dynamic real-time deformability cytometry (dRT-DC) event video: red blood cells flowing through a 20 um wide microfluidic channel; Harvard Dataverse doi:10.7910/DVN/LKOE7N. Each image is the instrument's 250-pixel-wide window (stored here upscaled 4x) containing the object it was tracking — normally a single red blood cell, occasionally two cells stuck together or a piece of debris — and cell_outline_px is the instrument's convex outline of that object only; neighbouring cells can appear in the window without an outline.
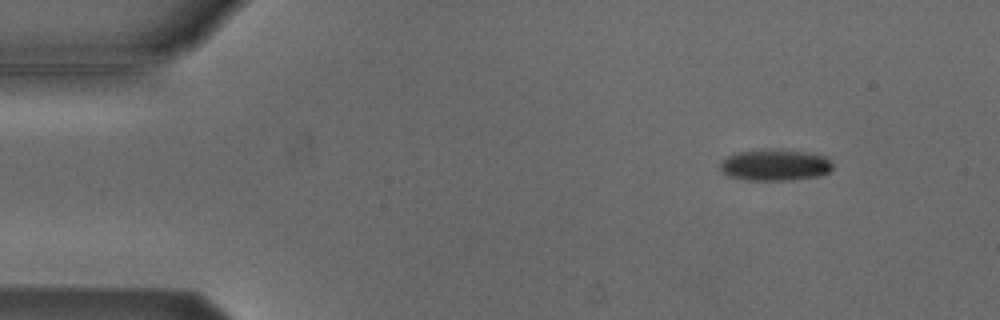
{"species": "Egyptian fruit bat (a non-hibernating species)", "species_latin": "Rousettus aegyptiacus", "temperature_condition": "cold", "stored_images_in_passage": 4, "camera_frame_rate_fps": 3000, "um_per_image_px": 0.085, "animal": {"sex": "male"}, "frame": {"image": 1, "passage_image": 1, "time_ms": 0.0, "image_size_px": [1000, 320], "cell_outline_px": [[832, 168], [828, 172], [820, 176], [792, 180], [748, 180], [728, 176], [720, 168], [720, 164], [728, 156], [736, 152], [764, 148], [784, 148], [824, 156], [832, 160]], "centroid_in_image_um": [65.89, 14.0], "position_along_channel_um": 19.1, "area_um2": 20.92}}